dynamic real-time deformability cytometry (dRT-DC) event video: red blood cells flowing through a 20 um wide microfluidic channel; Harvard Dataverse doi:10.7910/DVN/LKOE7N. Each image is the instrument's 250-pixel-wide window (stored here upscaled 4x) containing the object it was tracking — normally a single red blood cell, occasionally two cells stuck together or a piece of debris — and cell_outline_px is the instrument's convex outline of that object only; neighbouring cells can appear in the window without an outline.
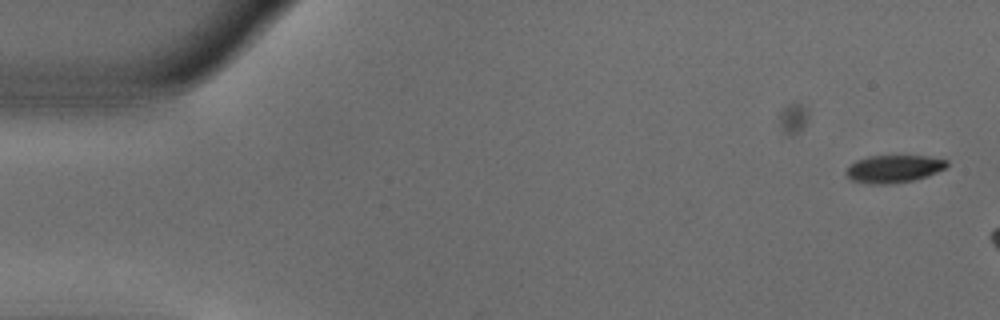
{"species": "common noctule bat (a hibernating species)", "species_latin": "Nyctalus noctula", "temperature_condition": "warm", "stored_images_in_passage": 6, "camera_frame_rate_fps": 3000, "um_per_image_px": 0.085, "animal": {"sex": "male", "body_mass_g": 18.8}, "frame": {"image": 1, "passage_image": 1, "time_ms": 0.0, "image_size_px": [1000, 320], "cell_outline_px": [[948, 164], [944, 168], [928, 176], [912, 180], [892, 184], [872, 184], [852, 180], [844, 172], [856, 160], [868, 156], [924, 156], [948, 160]], "centroid_in_image_um": [75.96, 14.35], "position_along_channel_um": 9.0, "area_um2": 16.01}}